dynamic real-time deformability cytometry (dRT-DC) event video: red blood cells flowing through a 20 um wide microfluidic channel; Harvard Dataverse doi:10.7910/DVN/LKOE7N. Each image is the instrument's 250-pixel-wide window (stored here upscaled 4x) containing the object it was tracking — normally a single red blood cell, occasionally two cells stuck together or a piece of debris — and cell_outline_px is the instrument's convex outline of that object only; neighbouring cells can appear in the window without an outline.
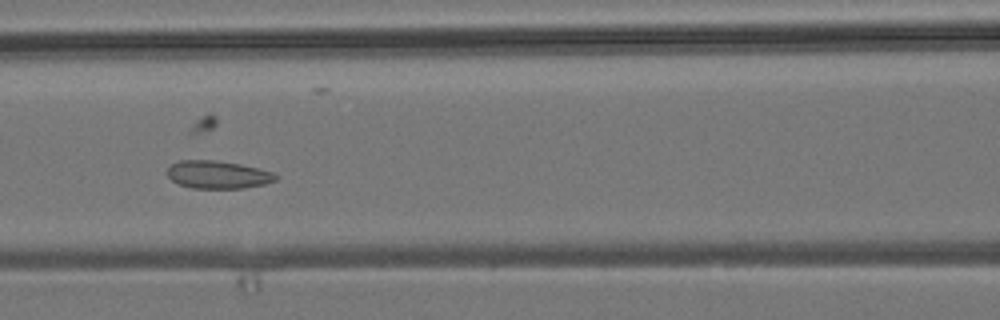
{"species": "common noctule bat (a hibernating species)", "species_latin": "Nyctalus noctula", "temperature_condition": "room temperature", "stored_images_in_passage": 10, "camera_frame_rate_fps": 3000, "um_per_image_px": 0.085, "animal": {"sex": "male", "body_mass_g": 19.2, "forearm_length_mm": 51.8}, "frame": {"image": 1, "passage_image": 6, "time_ms": 5.667, "image_size_px": [1000, 320], "cell_outline_px": [[280, 176], [276, 180], [264, 184], [244, 188], [192, 188], [180, 184], [172, 180], [168, 176], [168, 168], [172, 164], [180, 160], [212, 160], [240, 164], [272, 172]], "centroid_in_image_um": [18.53, 14.85], "position_along_channel_um": 148.1, "area_um2": 17.4}}
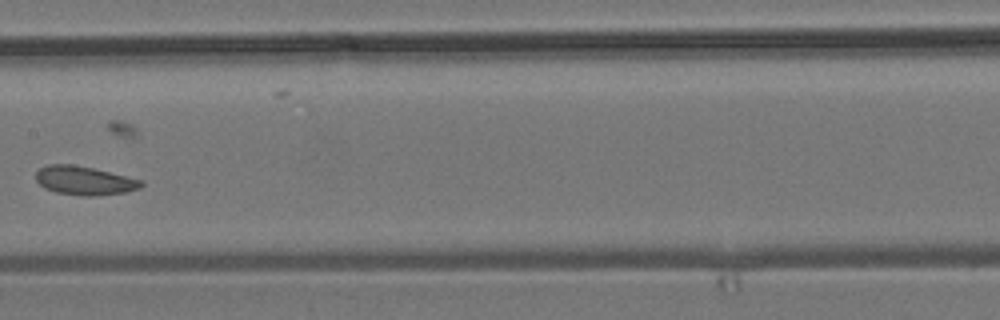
{"frame": {"image": 2, "passage_image": 7, "time_ms": 7.0, "image_size_px": [1000, 320], "cell_outline_px": [[144, 184], [140, 188], [124, 192], [96, 196], [80, 196], [56, 192], [44, 188], [36, 180], [36, 172], [40, 168], [48, 164], [72, 164], [92, 168], [144, 180]], "centroid_in_image_um": [7.18, 15.35], "position_along_channel_um": 200.2, "area_um2": 17.69}}